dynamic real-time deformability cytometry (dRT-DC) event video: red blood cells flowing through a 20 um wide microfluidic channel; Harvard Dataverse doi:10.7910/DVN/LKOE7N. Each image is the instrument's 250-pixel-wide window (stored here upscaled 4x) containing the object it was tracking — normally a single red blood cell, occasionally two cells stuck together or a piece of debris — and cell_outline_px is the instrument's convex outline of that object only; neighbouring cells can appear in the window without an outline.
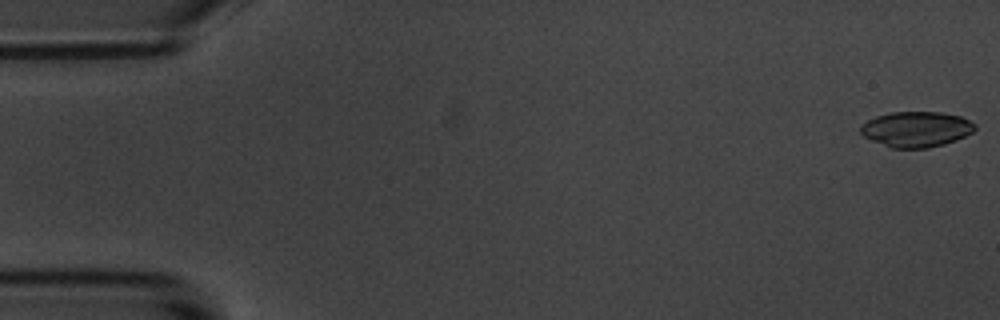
{"species": "common noctule bat (a hibernating species)", "species_latin": "Nyctalus noctula", "temperature_condition": "room temperature", "stored_images_in_passage": 57, "camera_frame_rate_fps": 3000, "um_per_image_px": 0.085, "animal": {"sex": "male", "body_mass_g": 20.1, "forearm_length_mm": 53.5}, "frame": {"image": 1, "passage_image": 1, "time_ms": 0.0, "image_size_px": [1000, 320], "cell_outline_px": [[976, 128], [972, 132], [956, 140], [944, 144], [928, 148], [892, 148], [872, 140], [864, 136], [860, 132], [860, 124], [876, 116], [892, 112], [940, 112], [960, 116], [976, 124]], "centroid_in_image_um": [77.87, 10.98], "position_along_channel_um": 7.1, "area_um2": 23.58}}
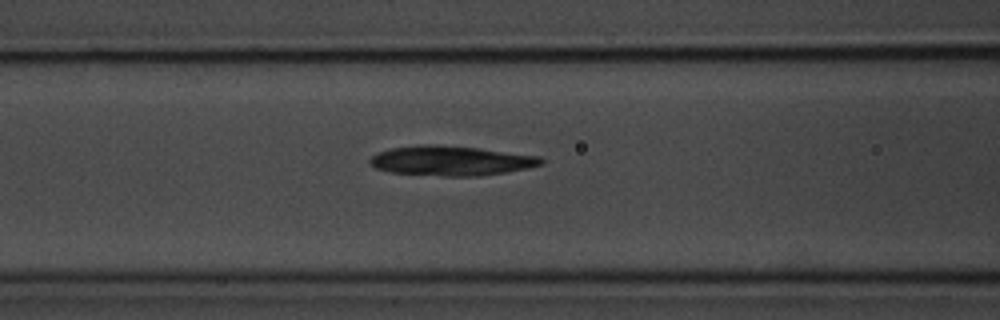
{"frame": {"image": 2, "passage_image": 23, "time_ms": 7.333, "image_size_px": [1000, 320], "cell_outline_px": [[544, 164], [528, 168], [480, 176], [444, 176], [388, 172], [376, 168], [368, 160], [376, 152], [392, 148], [420, 144], [436, 144], [476, 148], [540, 156], [544, 160]], "centroid_in_image_um": [38.32, 13.66], "position_along_channel_um": 128.3, "area_um2": 29.65}}
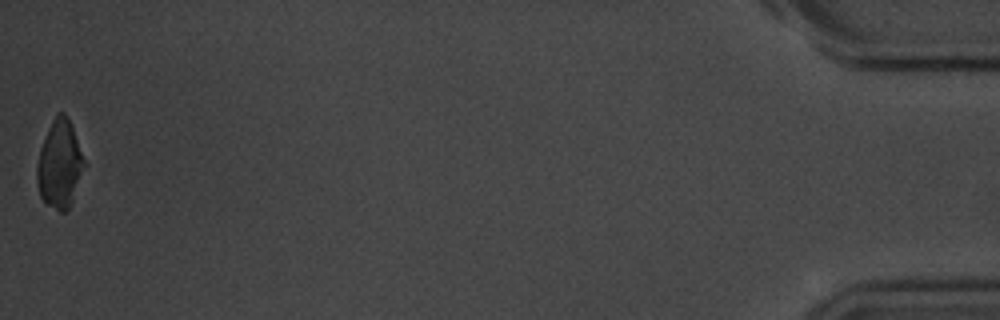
{"frame": {"image": 3, "passage_image": 57, "time_ms": 18.667, "image_size_px": [1000, 320], "cell_outline_px": [[88, 164], [72, 200], [68, 208], [64, 212], [60, 212], [48, 204], [40, 196], [36, 180], [36, 164], [40, 148], [48, 128], [56, 112], [64, 112], [72, 128]], "centroid_in_image_um": [5.09, 13.96], "position_along_channel_um": 430.1, "area_um2": 24.45}, "authors_computed_cell_mechanics": {"area_um2": 27.6284, "velocity_mm_per_s": 3.5139, "shape_relaxation_time_tau1_ms": 5.4405, "shape_relaxation_time_tau2_ms": null, "deformation_change_tau1": 0.1558, "deformation_change_tau2": null}}